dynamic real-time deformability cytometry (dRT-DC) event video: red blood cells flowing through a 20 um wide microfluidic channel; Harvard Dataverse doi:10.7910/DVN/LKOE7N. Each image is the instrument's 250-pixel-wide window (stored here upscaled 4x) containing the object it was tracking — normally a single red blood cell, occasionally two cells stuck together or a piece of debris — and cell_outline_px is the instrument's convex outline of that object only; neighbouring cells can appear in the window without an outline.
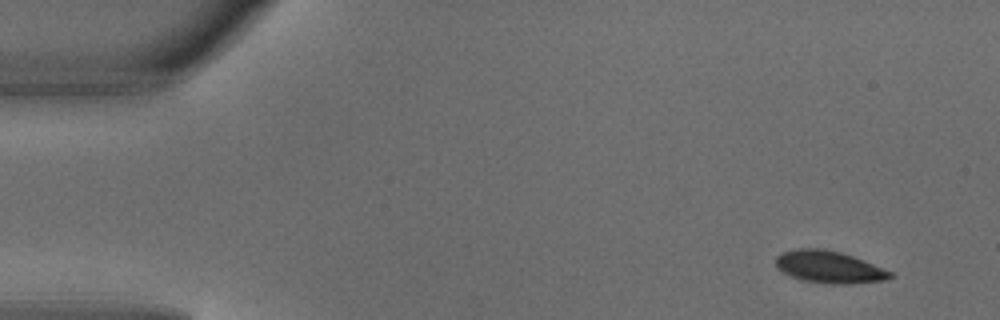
{"species": "common noctule bat (a hibernating species)", "species_latin": "Nyctalus noctula", "temperature_condition": "warm", "stored_images_in_passage": 3, "camera_frame_rate_fps": 3000, "um_per_image_px": 0.085, "animal": {"sex": "male", "body_mass_g": 18.8}, "frame": {"image": 1, "passage_image": 1, "time_ms": 0.0, "image_size_px": [1000, 320], "cell_outline_px": [[896, 276], [884, 280], [848, 284], [832, 284], [804, 280], [792, 276], [776, 268], [776, 256], [780, 252], [800, 248], [824, 248], [840, 252], [864, 260], [892, 272]], "centroid_in_image_um": [70.48, 22.68], "position_along_channel_um": 14.5, "area_um2": 21.39}}